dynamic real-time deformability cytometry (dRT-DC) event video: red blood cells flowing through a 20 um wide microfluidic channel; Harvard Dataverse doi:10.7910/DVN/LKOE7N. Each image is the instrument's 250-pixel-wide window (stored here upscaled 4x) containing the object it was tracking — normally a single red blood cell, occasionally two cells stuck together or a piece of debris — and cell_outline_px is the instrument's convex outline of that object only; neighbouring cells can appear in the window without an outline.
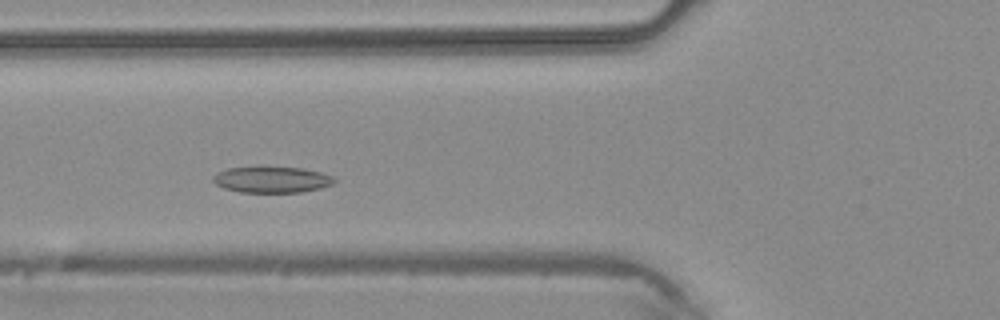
{"species": "common noctule bat (a hibernating species)", "species_latin": "Nyctalus noctula", "temperature_condition": "warm", "stored_images_in_passage": 3, "camera_frame_rate_fps": 3000, "um_per_image_px": 0.085, "animal": {"sex": "male", "body_mass_g": 20.4}, "frame": {"image": 1, "passage_image": 3, "time_ms": 0.667, "image_size_px": [1000, 320], "cell_outline_px": [[336, 180], [332, 184], [320, 188], [300, 192], [240, 192], [224, 188], [216, 184], [212, 180], [212, 176], [216, 172], [228, 168], [256, 164], [304, 168], [324, 172], [332, 176]], "centroid_in_image_um": [23.07, 15.21], "position_along_channel_um": 102.7, "area_um2": 19.36}}